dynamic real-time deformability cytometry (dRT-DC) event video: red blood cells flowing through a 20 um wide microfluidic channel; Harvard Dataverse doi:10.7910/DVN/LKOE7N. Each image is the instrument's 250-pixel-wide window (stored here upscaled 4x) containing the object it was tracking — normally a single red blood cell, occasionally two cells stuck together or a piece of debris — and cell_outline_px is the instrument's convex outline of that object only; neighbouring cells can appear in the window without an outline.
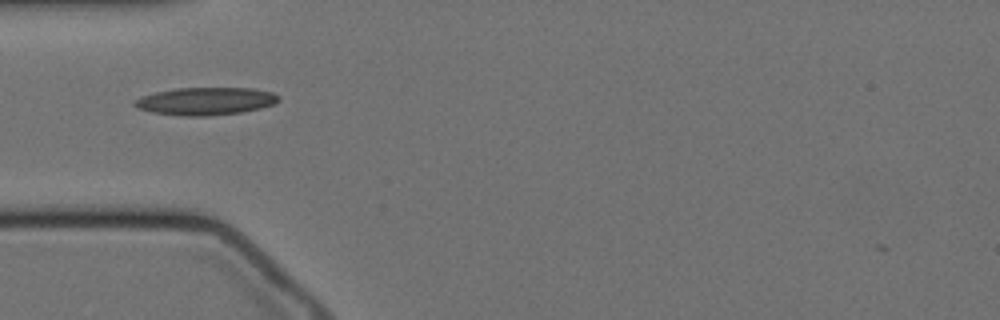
{"species": "Egyptian fruit bat (a non-hibernating species)", "species_latin": "Rousettus aegyptiacus", "temperature_condition": "cold", "stored_images_in_passage": 4, "camera_frame_rate_fps": 3000, "um_per_image_px": 0.085, "animal": {"sex": "female"}, "frame": {"image": 1, "passage_image": 1, "time_ms": 0.0, "image_size_px": [1000, 320], "cell_outline_px": [[280, 100], [276, 104], [260, 108], [240, 112], [208, 116], [184, 116], [152, 112], [136, 108], [132, 104], [132, 100], [140, 96], [156, 92], [176, 88], [252, 88], [272, 92], [280, 96]], "centroid_in_image_um": [17.46, 8.6], "position_along_channel_um": 67.5, "area_um2": 23.41}}
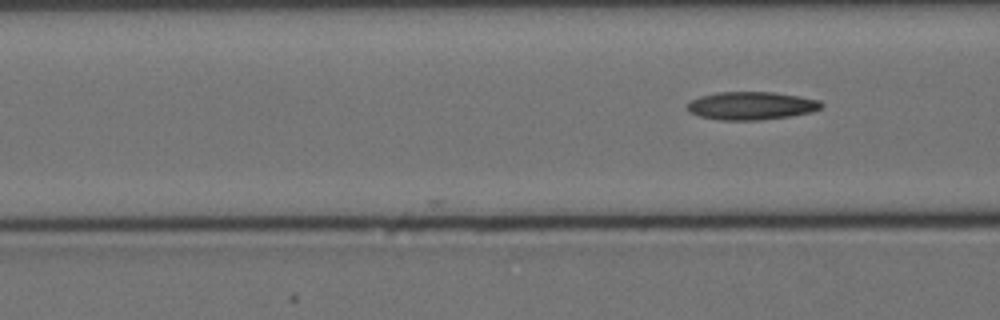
{"frame": {"image": 2, "passage_image": 4, "time_ms": 1.0, "image_size_px": [1000, 320], "cell_outline_px": [[824, 104], [820, 108], [812, 112], [788, 116], [760, 120], [720, 120], [700, 116], [688, 112], [688, 104], [692, 100], [700, 96], [716, 92], [772, 92], [800, 96], [820, 100]], "centroid_in_image_um": [63.87, 8.98], "position_along_channel_um": 102.7, "area_um2": 21.85}}